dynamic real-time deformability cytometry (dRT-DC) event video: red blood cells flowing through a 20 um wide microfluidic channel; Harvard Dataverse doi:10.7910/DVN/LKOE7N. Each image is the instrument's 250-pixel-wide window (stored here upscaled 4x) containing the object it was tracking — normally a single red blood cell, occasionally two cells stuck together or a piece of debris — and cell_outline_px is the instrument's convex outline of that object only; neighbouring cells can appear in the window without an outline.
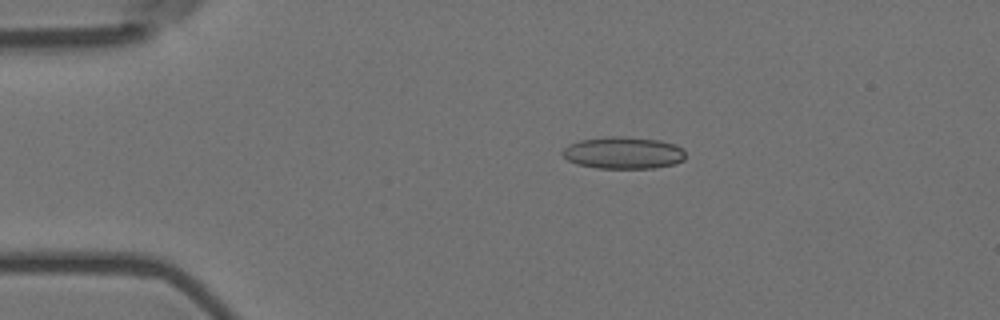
{"species": "Egyptian fruit bat (a non-hibernating species)", "species_latin": "Rousettus aegyptiacus", "temperature_condition": "room temperature", "stored_images_in_passage": 11, "camera_frame_rate_fps": 3000, "um_per_image_px": 0.085, "animal": {"sex": "female"}, "frame": {"image": 1, "passage_image": 3, "time_ms": 0.667, "image_size_px": [1000, 320], "cell_outline_px": [[684, 160], [676, 164], [652, 168], [596, 168], [576, 164], [568, 160], [560, 152], [568, 144], [580, 140], [608, 136], [624, 136], [660, 140], [676, 144], [684, 148]], "centroid_in_image_um": [52.99, 12.98], "position_along_channel_um": 32.0, "area_um2": 23.24}}
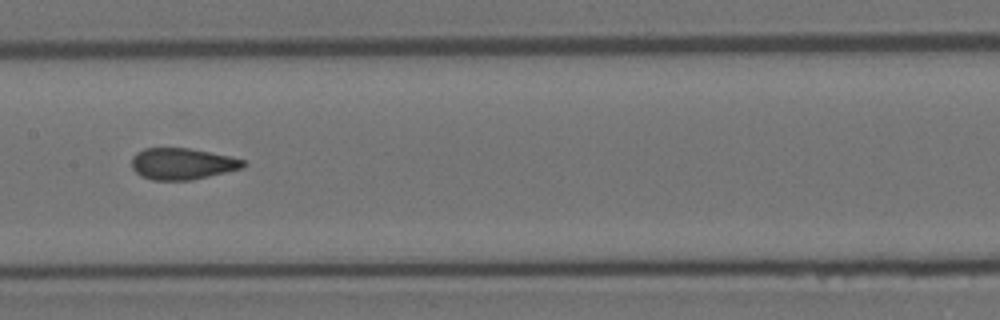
{"frame": {"image": 2, "passage_image": 8, "time_ms": 2.333, "image_size_px": [1000, 320], "cell_outline_px": [[248, 164], [244, 168], [192, 180], [152, 180], [140, 176], [132, 168], [132, 156], [136, 152], [144, 148], [188, 148], [232, 156], [244, 160]], "centroid_in_image_um": [15.51, 13.92], "position_along_channel_um": 191.9, "area_um2": 20.69}}
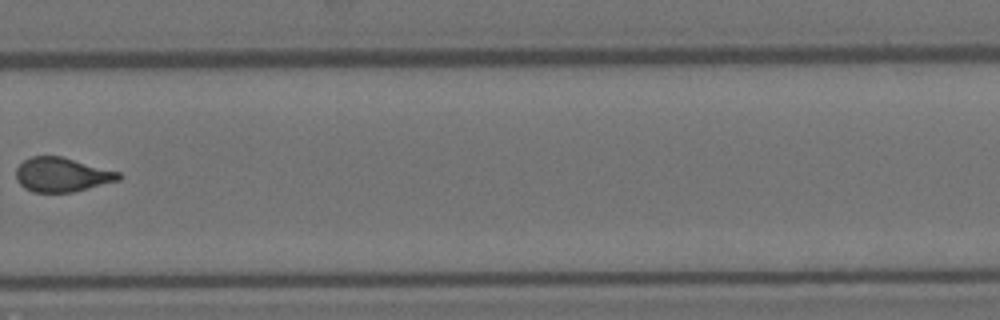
{"frame": {"image": 3, "passage_image": 11, "time_ms": 3.333, "image_size_px": [1000, 320], "cell_outline_px": [[124, 176], [120, 180], [72, 192], [32, 192], [24, 188], [16, 180], [16, 168], [24, 160], [32, 156], [60, 156], [120, 172]], "centroid_in_image_um": [5.26, 14.85], "position_along_channel_um": 324.5, "area_um2": 20.46}}